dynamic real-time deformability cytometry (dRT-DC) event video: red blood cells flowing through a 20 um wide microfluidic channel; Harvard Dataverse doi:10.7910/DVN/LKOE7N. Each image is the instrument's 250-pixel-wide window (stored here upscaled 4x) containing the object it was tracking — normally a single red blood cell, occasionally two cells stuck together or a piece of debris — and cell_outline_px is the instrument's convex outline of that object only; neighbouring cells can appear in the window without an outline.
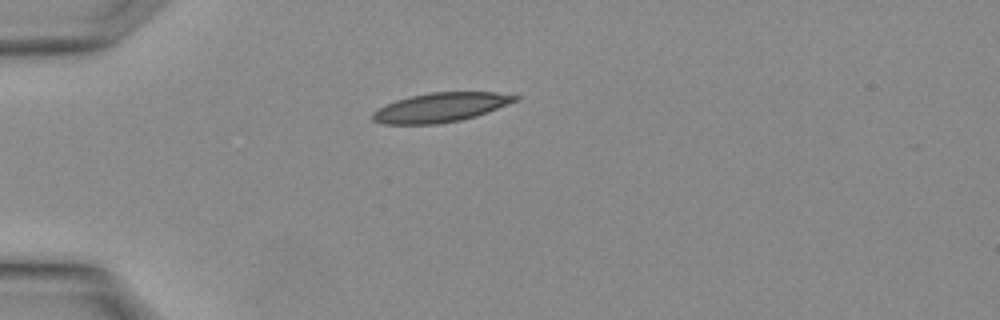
{"species": "Egyptian fruit bat (a non-hibernating species)", "species_latin": "Rousettus aegyptiacus", "temperature_condition": "warm", "stored_images_in_passage": 3, "camera_frame_rate_fps": 3000, "um_per_image_px": 0.085, "animal": {"sex": "female"}, "frame": {"image": 1, "passage_image": 3, "time_ms": 0.667, "image_size_px": [1000, 320], "cell_outline_px": [[520, 100], [488, 112], [476, 116], [460, 120], [436, 124], [384, 124], [372, 120], [372, 112], [388, 104], [412, 96], [432, 92], [496, 92], [520, 96]], "centroid_in_image_um": [37.52, 9.13], "position_along_channel_um": 47.5, "area_um2": 24.1}}